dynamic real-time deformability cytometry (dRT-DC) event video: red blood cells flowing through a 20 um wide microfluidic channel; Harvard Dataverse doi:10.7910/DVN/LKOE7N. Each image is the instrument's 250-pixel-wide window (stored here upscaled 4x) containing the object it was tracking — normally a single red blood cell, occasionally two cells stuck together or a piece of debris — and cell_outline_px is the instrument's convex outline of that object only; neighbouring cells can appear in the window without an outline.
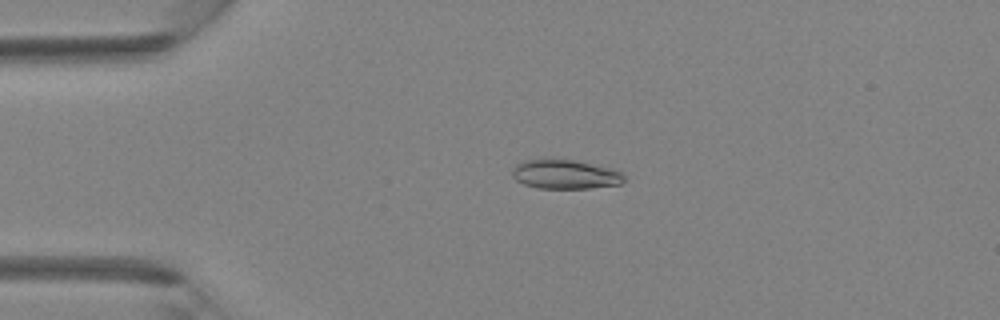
{"species": "Egyptian fruit bat (a non-hibernating species)", "species_latin": "Rousettus aegyptiacus", "temperature_condition": "room temperature", "stored_images_in_passage": 35, "camera_frame_rate_fps": 3000, "um_per_image_px": 0.085, "animal": {"sex": "female"}, "frame": {"image": 1, "passage_image": 3, "time_ms": 0.667, "image_size_px": [1000, 320], "cell_outline_px": [[624, 180], [620, 184], [588, 188], [536, 188], [524, 184], [516, 180], [512, 176], [512, 168], [520, 160], [544, 156], [552, 156], [580, 160], [612, 168], [620, 172], [624, 176]], "centroid_in_image_um": [47.96, 14.75], "position_along_channel_um": 37.0, "area_um2": 20.06}}
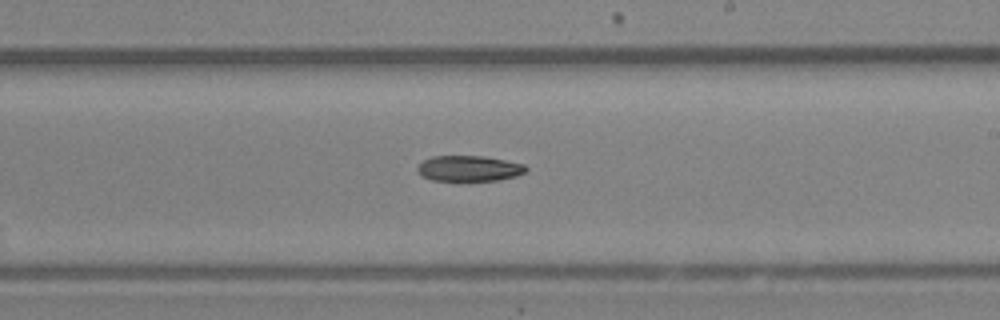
{"frame": {"image": 2, "passage_image": 18, "time_ms": 5.667, "image_size_px": [1000, 320], "cell_outline_px": [[528, 172], [516, 176], [496, 180], [432, 180], [420, 176], [416, 168], [424, 160], [432, 156], [484, 156], [524, 164], [528, 168]], "centroid_in_image_um": [39.87, 14.31], "position_along_channel_um": 249.1, "area_um2": 16.18}}
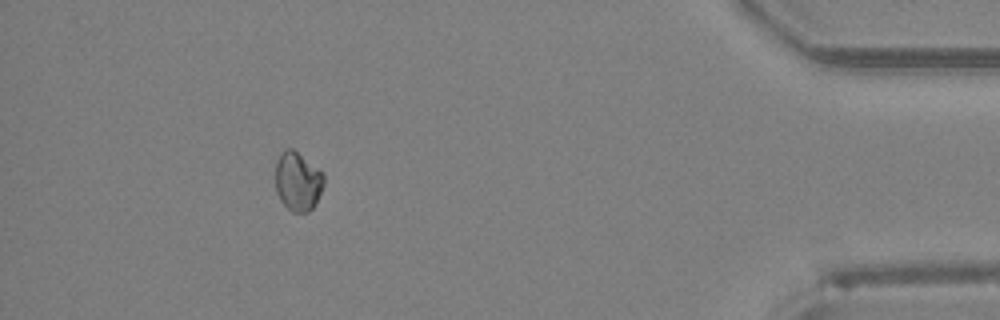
{"frame": {"image": 3, "passage_image": 31, "time_ms": 10.0, "image_size_px": [1000, 320], "cell_outline_px": [[324, 184], [316, 204], [308, 212], [292, 212], [280, 200], [276, 192], [276, 160], [280, 152], [284, 148], [292, 148], [320, 168], [324, 172]], "centroid_in_image_um": [25.32, 15.39], "position_along_channel_um": 409.9, "area_um2": 16.99}}